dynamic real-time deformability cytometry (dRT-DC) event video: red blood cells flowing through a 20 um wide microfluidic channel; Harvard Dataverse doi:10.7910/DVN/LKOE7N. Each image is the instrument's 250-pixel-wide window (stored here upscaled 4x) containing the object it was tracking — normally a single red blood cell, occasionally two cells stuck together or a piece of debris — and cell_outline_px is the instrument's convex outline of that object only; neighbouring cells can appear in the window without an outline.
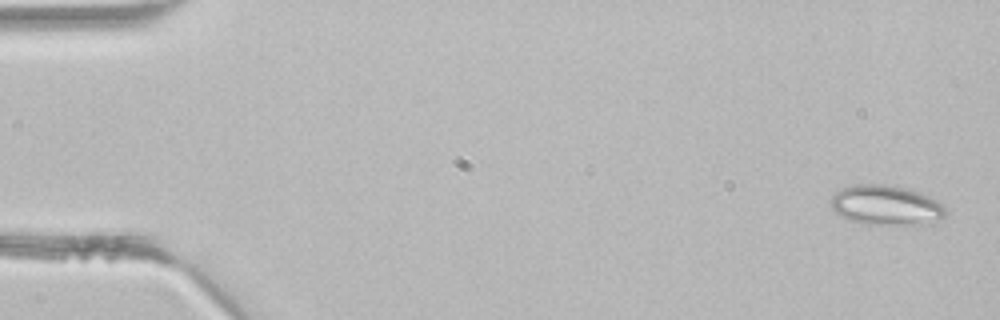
{"species": "common noctule bat (a hibernating species)", "species_latin": "Nyctalus noctula", "temperature_condition": "room temperature", "stored_images_in_passage": 44, "camera_frame_rate_fps": 3000, "um_per_image_px": 0.085, "animal": {"sex": "male", "body_mass_g": 21.5, "forearm_length_mm": 52.0}, "frame": {"image": 1, "passage_image": 2, "time_ms": 0.333, "image_size_px": [1000, 320], "cell_outline_px": [[948, 212], [936, 224], [860, 224], [848, 220], [840, 216], [832, 208], [832, 196], [836, 192], [844, 188], [856, 184], [892, 184], [920, 192], [936, 200]], "centroid_in_image_um": [75.34, 17.45], "position_along_channel_um": 9.7, "area_um2": 26.88}}
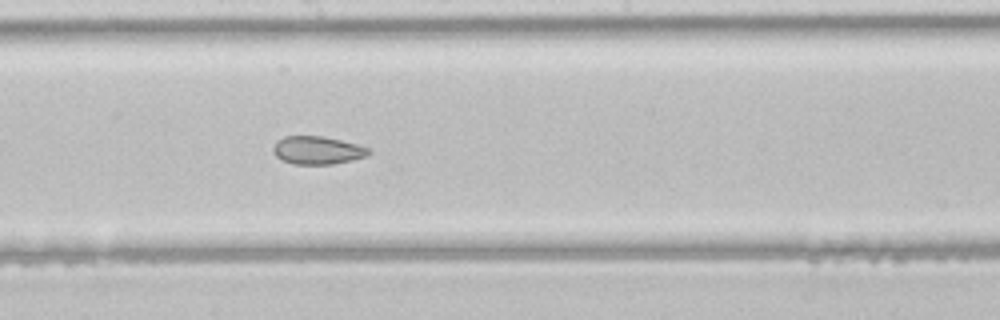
{"frame": {"image": 2, "passage_image": 24, "time_ms": 7.667, "image_size_px": [1000, 320], "cell_outline_px": [[372, 152], [364, 156], [352, 160], [332, 164], [292, 164], [280, 160], [272, 152], [272, 148], [276, 140], [284, 136], [324, 136], [356, 144], [368, 148]], "centroid_in_image_um": [26.91, 12.77], "position_along_channel_um": 221.3, "area_um2": 15.66}}
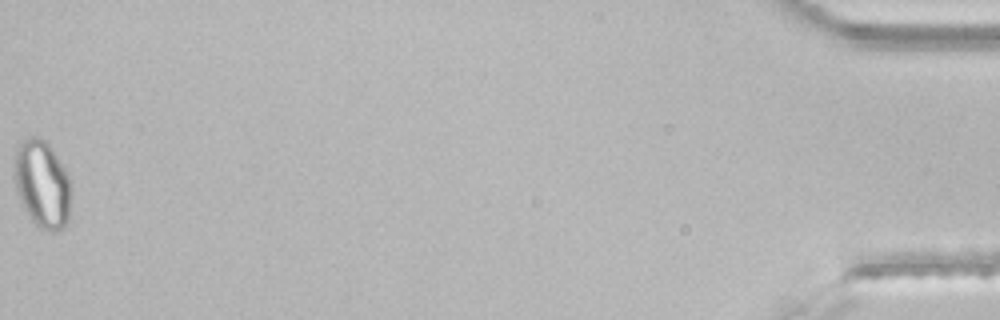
{"frame": {"image": 3, "passage_image": 44, "time_ms": 14.333, "image_size_px": [1000, 320], "cell_outline_px": [[72, 192], [68, 220], [64, 228], [60, 232], [52, 232], [36, 224], [32, 220], [24, 208], [16, 188], [16, 148], [28, 136], [36, 136], [44, 140], [48, 144], [72, 180]], "centroid_in_image_um": [3.65, 15.68], "position_along_channel_um": 431.5, "area_um2": 28.73}}